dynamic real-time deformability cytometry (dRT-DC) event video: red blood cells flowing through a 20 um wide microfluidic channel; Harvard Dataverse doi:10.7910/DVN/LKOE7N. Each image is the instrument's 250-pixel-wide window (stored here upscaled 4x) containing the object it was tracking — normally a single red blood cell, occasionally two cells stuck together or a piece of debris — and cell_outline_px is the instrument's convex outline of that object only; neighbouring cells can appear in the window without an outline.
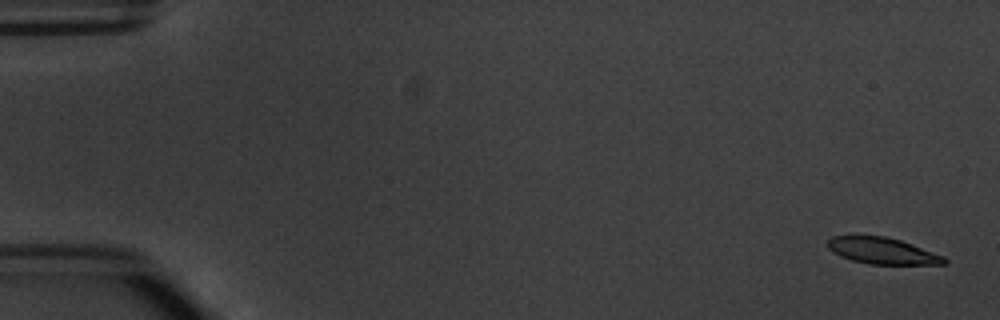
{"species": "common noctule bat (a hibernating species)", "species_latin": "Nyctalus noctula", "temperature_condition": "warm", "stored_images_in_passage": 4, "camera_frame_rate_fps": 3000, "um_per_image_px": 0.085, "animal": {"sex": "male", "body_mass_g": 20.1, "forearm_length_mm": 53.5}, "frame": {"image": 1, "passage_image": 1, "time_ms": 0.0, "image_size_px": [1000, 320], "cell_outline_px": [[948, 264], [868, 264], [852, 260], [840, 256], [832, 252], [828, 248], [828, 240], [832, 236], [856, 232], [884, 236], [900, 240], [912, 244], [944, 256], [948, 260]], "centroid_in_image_um": [74.92, 21.27], "position_along_channel_um": 10.1, "area_um2": 18.61}}
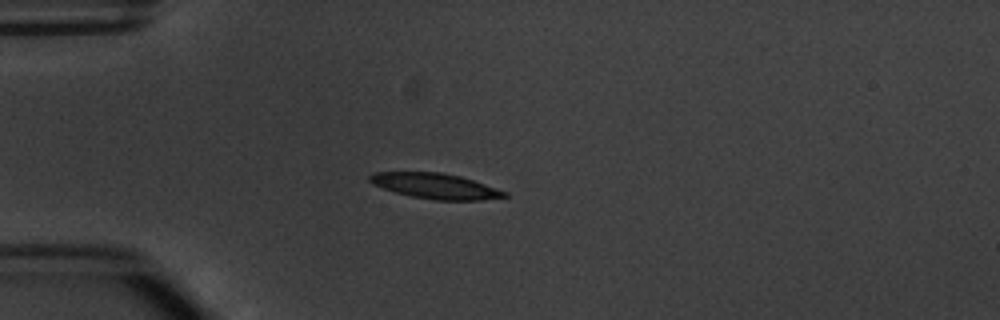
{"frame": {"image": 2, "passage_image": 4, "time_ms": 4.333, "image_size_px": [1000, 320], "cell_outline_px": [[508, 196], [480, 200], [436, 200], [412, 196], [396, 192], [372, 184], [368, 180], [368, 176], [372, 172], [440, 172], [460, 176], [508, 192]], "centroid_in_image_um": [36.98, 15.8], "position_along_channel_um": 48.0, "area_um2": 19.77}}